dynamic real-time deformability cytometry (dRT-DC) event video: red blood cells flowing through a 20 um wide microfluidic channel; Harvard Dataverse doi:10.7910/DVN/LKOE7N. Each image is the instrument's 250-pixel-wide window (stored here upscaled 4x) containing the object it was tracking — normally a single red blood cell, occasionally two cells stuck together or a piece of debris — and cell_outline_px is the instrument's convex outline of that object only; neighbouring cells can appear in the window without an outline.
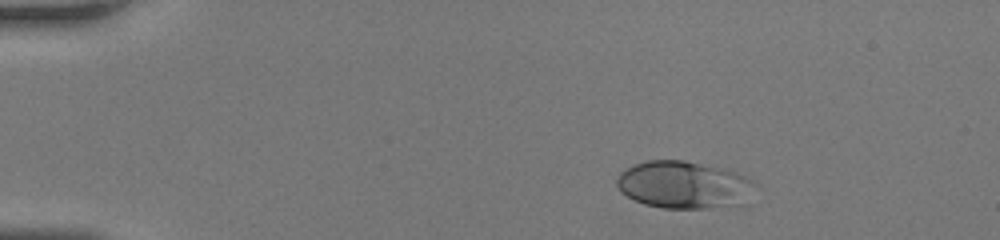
{"species": "human", "species_latin": "Homo sapiens", "temperature_condition": "room temperature", "stored_images_in_passage": 41, "camera_frame_rate_fps": 3000, "um_per_image_px": 0.085, "donor": {"sex": "female"}, "frame": {"image": 1, "passage_image": 3, "time_ms": 0.667, "image_size_px": [1000, 240], "cell_outline_px": [[756, 184], [748, 204], [740, 208], [664, 208], [644, 204], [620, 192], [616, 184], [616, 176], [624, 168], [648, 160], [684, 160], [720, 168], [736, 172], [752, 180]], "centroid_in_image_um": [58.19, 15.74], "position_along_channel_um": 26.8, "area_um2": 38.96}}
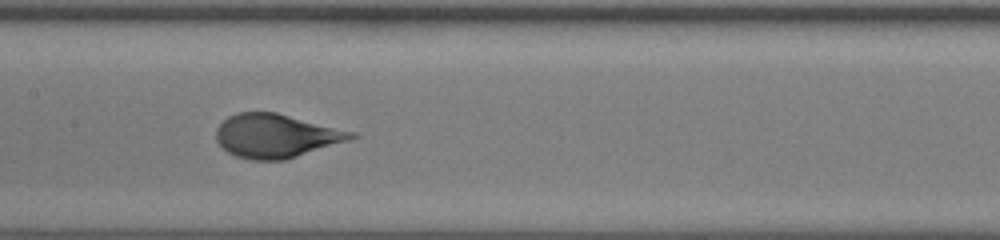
{"frame": {"image": 2, "passage_image": 19, "time_ms": 6.0, "image_size_px": [1000, 240], "cell_outline_px": [[360, 136], [348, 140], [284, 160], [252, 160], [236, 156], [228, 152], [216, 140], [216, 128], [228, 116], [236, 112], [276, 112], [356, 132]], "centroid_in_image_um": [23.46, 11.53], "position_along_channel_um": 183.9, "area_um2": 34.22}}
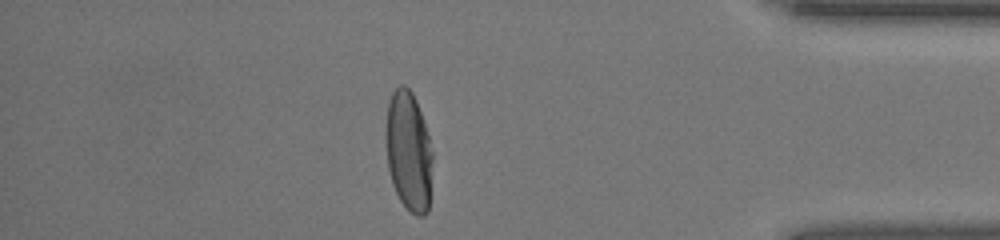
{"frame": {"image": 3, "passage_image": 35, "time_ms": 11.333, "image_size_px": [1000, 240], "cell_outline_px": [[432, 160], [428, 212], [424, 216], [416, 216], [400, 200], [392, 184], [388, 168], [384, 136], [384, 132], [388, 100], [392, 92], [400, 84], [404, 84], [412, 92], [416, 100], [428, 136], [432, 152]], "centroid_in_image_um": [34.7, 12.82], "position_along_channel_um": 400.5, "area_um2": 32.77}}